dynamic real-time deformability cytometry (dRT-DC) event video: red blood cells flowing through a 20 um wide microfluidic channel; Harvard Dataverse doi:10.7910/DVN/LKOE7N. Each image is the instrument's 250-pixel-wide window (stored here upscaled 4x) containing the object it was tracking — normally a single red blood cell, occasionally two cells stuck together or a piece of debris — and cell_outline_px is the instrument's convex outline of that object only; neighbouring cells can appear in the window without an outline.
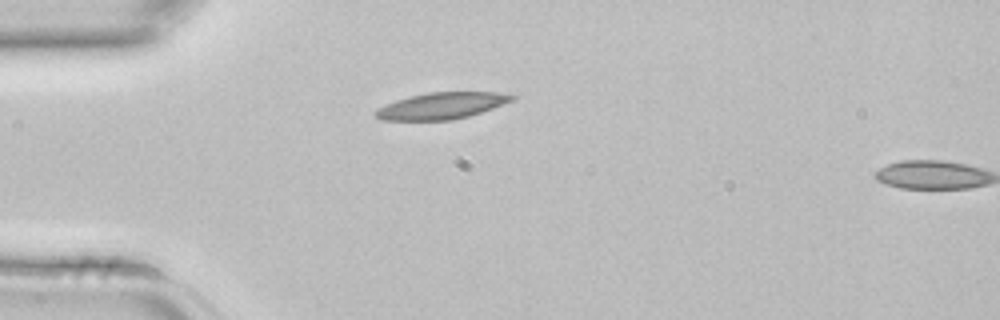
{"species": "common noctule bat (a hibernating species)", "species_latin": "Nyctalus noctula", "temperature_condition": "room temperature", "stored_images_in_passage": 2, "camera_frame_rate_fps": 3000, "um_per_image_px": 0.085, "animal": {"sex": "female", "body_mass_g": 22.7, "forearm_length_mm": 54.2}, "frame": {"image": 1, "passage_image": 1, "time_ms": 0.0, "image_size_px": [1000, 320], "cell_outline_px": [[516, 100], [468, 116], [452, 120], [380, 120], [372, 112], [396, 100], [428, 92], [500, 92], [516, 96]], "centroid_in_image_um": [37.57, 8.99], "position_along_channel_um": 47.4, "area_um2": 20.92}}